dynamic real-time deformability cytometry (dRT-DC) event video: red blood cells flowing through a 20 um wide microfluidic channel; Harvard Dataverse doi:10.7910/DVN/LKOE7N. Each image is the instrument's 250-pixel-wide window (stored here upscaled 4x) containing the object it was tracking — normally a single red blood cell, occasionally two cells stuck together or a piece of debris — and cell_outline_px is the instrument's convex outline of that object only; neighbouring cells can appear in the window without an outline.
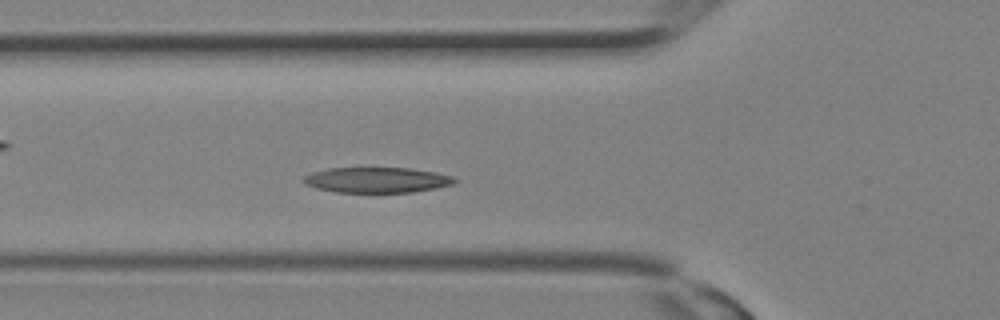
{"species": "Egyptian fruit bat (a non-hibernating species)", "species_latin": "Rousettus aegyptiacus", "temperature_condition": "room temperature", "stored_images_in_passage": 9, "camera_frame_rate_fps": 3000, "um_per_image_px": 0.085, "animal": {"sex": "female"}, "frame": {"image": 1, "passage_image": 7, "time_ms": 2.0, "image_size_px": [1000, 320], "cell_outline_px": [[456, 180], [452, 184], [436, 188], [412, 192], [336, 192], [316, 188], [304, 184], [304, 176], [312, 172], [328, 168], [408, 168], [436, 172], [452, 176]], "centroid_in_image_um": [32.01, 15.29], "position_along_channel_um": 93.8, "area_um2": 22.25}}
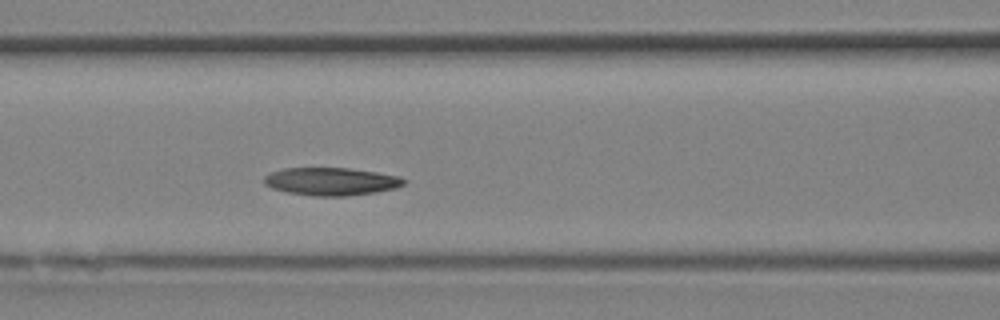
{"frame": {"image": 2, "passage_image": 9, "time_ms": 2.667, "image_size_px": [1000, 320], "cell_outline_px": [[408, 180], [404, 184], [396, 188], [376, 192], [348, 196], [312, 196], [288, 192], [272, 188], [264, 184], [264, 176], [272, 172], [284, 168], [348, 168], [376, 172], [400, 176]], "centroid_in_image_um": [28.18, 15.42], "position_along_channel_um": 138.4, "area_um2": 22.72}}